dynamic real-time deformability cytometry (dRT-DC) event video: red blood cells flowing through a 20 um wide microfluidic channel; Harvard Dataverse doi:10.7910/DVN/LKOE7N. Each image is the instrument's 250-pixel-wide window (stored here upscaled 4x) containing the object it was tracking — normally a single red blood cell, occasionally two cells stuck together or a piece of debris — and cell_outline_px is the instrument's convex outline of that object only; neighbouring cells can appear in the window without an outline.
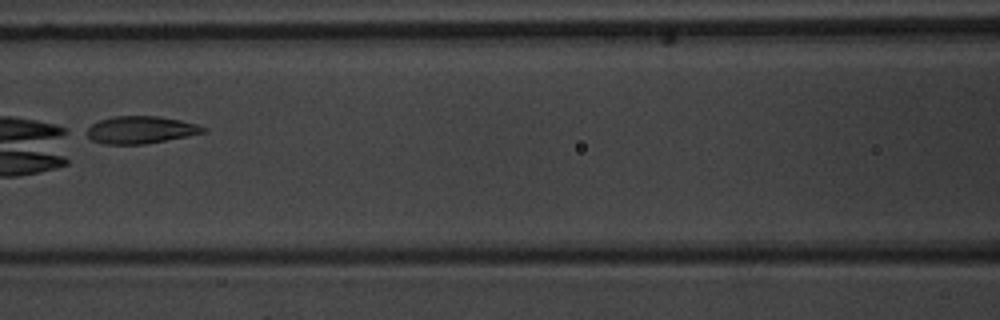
{"species": "common noctule bat (a hibernating species)", "species_latin": "Nyctalus noctula", "temperature_condition": "warm", "stored_images_in_passage": 9, "camera_frame_rate_fps": 3000, "um_per_image_px": 0.085, "animal": {"sex": "male", "body_mass_g": 20.1, "forearm_length_mm": 53.5}, "frame": {"image": 1, "passage_image": 6, "time_ms": 6.333, "image_size_px": [1000, 320], "cell_outline_px": [[208, 132], [144, 144], [104, 144], [92, 140], [80, 132], [92, 124], [100, 120], [112, 116], [160, 116], [180, 120], [196, 124], [208, 128]], "centroid_in_image_um": [11.9, 11.03], "position_along_channel_um": 154.7, "area_um2": 18.84}}
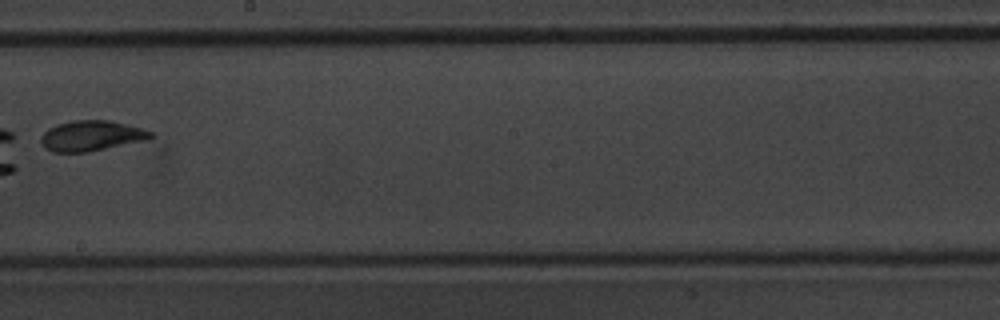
{"frame": {"image": 2, "passage_image": 8, "time_ms": 8.667, "image_size_px": [1000, 320], "cell_outline_px": [[156, 136], [148, 140], [88, 152], [52, 152], [44, 148], [40, 140], [44, 132], [48, 128], [56, 124], [72, 120], [112, 120], [140, 128], [152, 132]], "centroid_in_image_um": [7.77, 11.54], "position_along_channel_um": 240.4, "area_um2": 19.65}}